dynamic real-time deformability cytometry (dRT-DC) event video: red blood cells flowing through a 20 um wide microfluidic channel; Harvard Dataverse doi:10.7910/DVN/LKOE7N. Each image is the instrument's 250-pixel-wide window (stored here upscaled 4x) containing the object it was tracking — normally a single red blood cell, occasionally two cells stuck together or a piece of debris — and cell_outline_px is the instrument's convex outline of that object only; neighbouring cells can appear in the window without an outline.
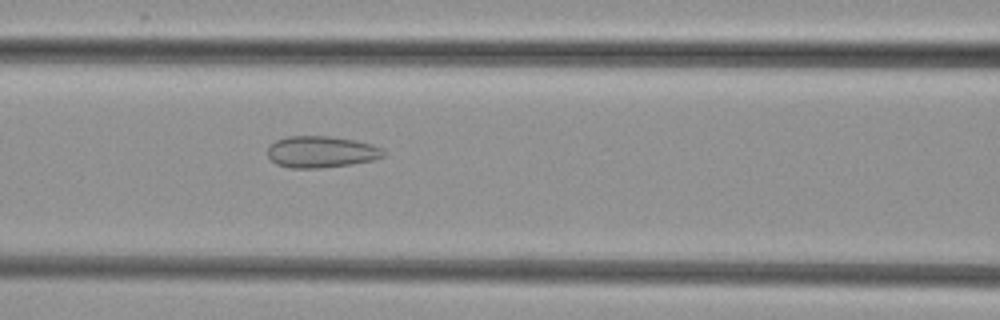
{"species": "common noctule bat (a hibernating species)", "species_latin": "Nyctalus noctula", "temperature_condition": "cold", "stored_images_in_passage": 46, "camera_frame_rate_fps": 3000, "um_per_image_px": 0.085, "animal": {"sex": "female", "body_mass_g": 29.2, "forearm_length_mm": 56.3}, "frame": {"image": 1, "passage_image": 16, "time_ms": 5.0, "image_size_px": [1000, 320], "cell_outline_px": [[384, 156], [372, 160], [352, 164], [320, 168], [292, 168], [276, 164], [268, 156], [268, 144], [276, 140], [288, 136], [328, 136], [356, 140], [384, 148]], "centroid_in_image_um": [27.29, 12.9], "position_along_channel_um": 139.3, "area_um2": 21.39}}
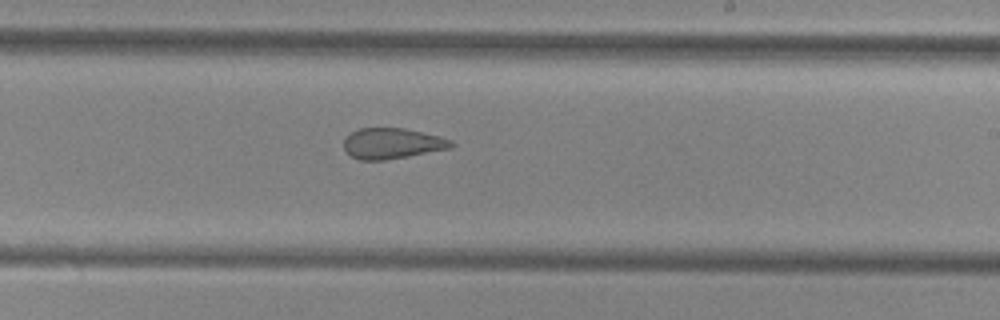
{"frame": {"image": 2, "passage_image": 25, "time_ms": 8.0, "image_size_px": [1000, 320], "cell_outline_px": [[456, 144], [452, 148], [408, 156], [384, 160], [360, 160], [352, 156], [344, 148], [344, 140], [352, 132], [360, 128], [404, 128], [440, 136], [452, 140]], "centroid_in_image_um": [33.38, 12.19], "position_along_channel_um": 255.6, "area_um2": 19.13}}
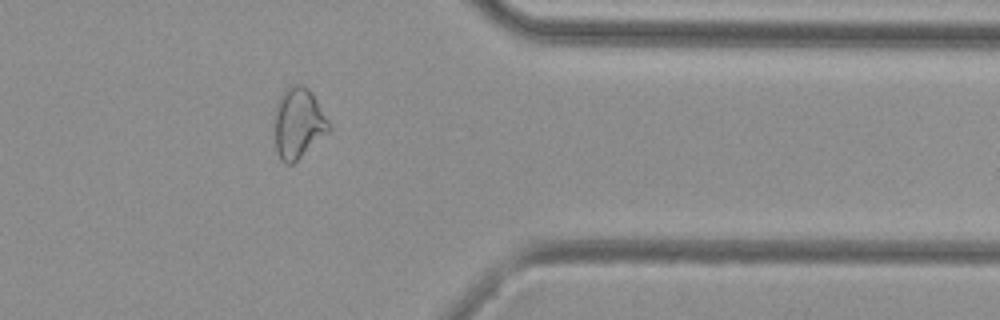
{"frame": {"image": 3, "passage_image": 36, "time_ms": 11.667, "image_size_px": [1000, 320], "cell_outline_px": [[332, 132], [292, 164], [284, 164], [280, 160], [276, 148], [276, 104], [280, 96], [292, 84], [304, 84], [308, 88], [332, 124]], "centroid_in_image_um": [25.43, 10.5], "position_along_channel_um": 386.0, "area_um2": 22.54}}